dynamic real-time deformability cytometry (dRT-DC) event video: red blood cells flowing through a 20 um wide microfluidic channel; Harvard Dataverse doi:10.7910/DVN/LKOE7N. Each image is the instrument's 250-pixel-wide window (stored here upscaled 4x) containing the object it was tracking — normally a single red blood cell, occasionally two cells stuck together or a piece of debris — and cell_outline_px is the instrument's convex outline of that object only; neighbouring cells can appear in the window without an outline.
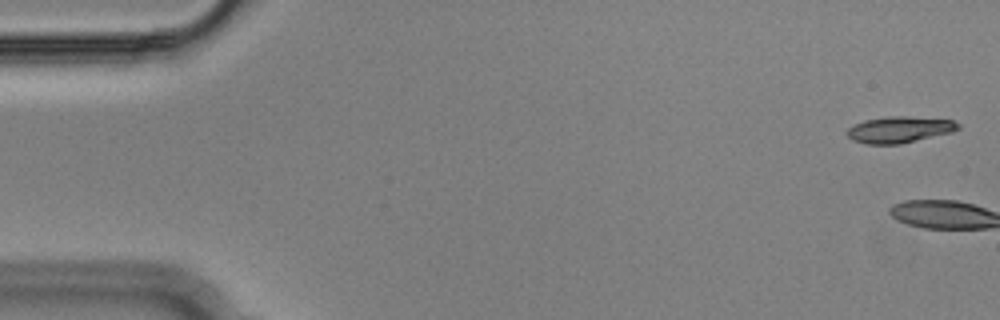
{"species": "Egyptian fruit bat (a non-hibernating species)", "species_latin": "Rousettus aegyptiacus", "temperature_condition": "cold", "stored_images_in_passage": 4, "camera_frame_rate_fps": 3000, "um_per_image_px": 0.085, "animal": {"sex": "male"}, "frame": {"image": 1, "passage_image": 2, "time_ms": 0.333, "image_size_px": [1000, 320], "cell_outline_px": [[960, 128], [952, 132], [900, 144], [868, 144], [852, 140], [844, 132], [848, 128], [864, 120], [888, 116], [908, 116], [952, 120], [960, 124]], "centroid_in_image_um": [76.44, 11.01], "position_along_channel_um": 8.6, "area_um2": 17.05}}